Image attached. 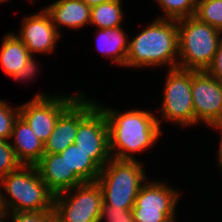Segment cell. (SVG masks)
I'll use <instances>...</instances> for the list:
<instances>
[{
	"instance_id": "17",
	"label": "cell",
	"mask_w": 222,
	"mask_h": 222,
	"mask_svg": "<svg viewBox=\"0 0 222 222\" xmlns=\"http://www.w3.org/2000/svg\"><path fill=\"white\" fill-rule=\"evenodd\" d=\"M122 27L105 28L96 31V48L103 57L111 60L116 66L126 67V56L129 38Z\"/></svg>"
},
{
	"instance_id": "20",
	"label": "cell",
	"mask_w": 222,
	"mask_h": 222,
	"mask_svg": "<svg viewBox=\"0 0 222 222\" xmlns=\"http://www.w3.org/2000/svg\"><path fill=\"white\" fill-rule=\"evenodd\" d=\"M123 0H110L90 9V26L95 28H116L122 27L124 22Z\"/></svg>"
},
{
	"instance_id": "23",
	"label": "cell",
	"mask_w": 222,
	"mask_h": 222,
	"mask_svg": "<svg viewBox=\"0 0 222 222\" xmlns=\"http://www.w3.org/2000/svg\"><path fill=\"white\" fill-rule=\"evenodd\" d=\"M18 116V105L13 108L8 101L0 99V139L10 141L13 125Z\"/></svg>"
},
{
	"instance_id": "32",
	"label": "cell",
	"mask_w": 222,
	"mask_h": 222,
	"mask_svg": "<svg viewBox=\"0 0 222 222\" xmlns=\"http://www.w3.org/2000/svg\"><path fill=\"white\" fill-rule=\"evenodd\" d=\"M9 215L7 213L3 214L2 216H0V222H11V219L9 221Z\"/></svg>"
},
{
	"instance_id": "1",
	"label": "cell",
	"mask_w": 222,
	"mask_h": 222,
	"mask_svg": "<svg viewBox=\"0 0 222 222\" xmlns=\"http://www.w3.org/2000/svg\"><path fill=\"white\" fill-rule=\"evenodd\" d=\"M97 104L107 119L111 158L137 160L134 154L152 149L162 136V127L157 121L156 112L152 110L129 109L122 112L98 102Z\"/></svg>"
},
{
	"instance_id": "30",
	"label": "cell",
	"mask_w": 222,
	"mask_h": 222,
	"mask_svg": "<svg viewBox=\"0 0 222 222\" xmlns=\"http://www.w3.org/2000/svg\"><path fill=\"white\" fill-rule=\"evenodd\" d=\"M83 2H85L90 8L96 5H99L101 3L110 1V0H82Z\"/></svg>"
},
{
	"instance_id": "21",
	"label": "cell",
	"mask_w": 222,
	"mask_h": 222,
	"mask_svg": "<svg viewBox=\"0 0 222 222\" xmlns=\"http://www.w3.org/2000/svg\"><path fill=\"white\" fill-rule=\"evenodd\" d=\"M162 10L158 18L179 20L194 16L198 0H154Z\"/></svg>"
},
{
	"instance_id": "8",
	"label": "cell",
	"mask_w": 222,
	"mask_h": 222,
	"mask_svg": "<svg viewBox=\"0 0 222 222\" xmlns=\"http://www.w3.org/2000/svg\"><path fill=\"white\" fill-rule=\"evenodd\" d=\"M103 195L97 182H86L54 195L56 222H100Z\"/></svg>"
},
{
	"instance_id": "28",
	"label": "cell",
	"mask_w": 222,
	"mask_h": 222,
	"mask_svg": "<svg viewBox=\"0 0 222 222\" xmlns=\"http://www.w3.org/2000/svg\"><path fill=\"white\" fill-rule=\"evenodd\" d=\"M206 71L216 80L222 83V40L220 41L211 66Z\"/></svg>"
},
{
	"instance_id": "15",
	"label": "cell",
	"mask_w": 222,
	"mask_h": 222,
	"mask_svg": "<svg viewBox=\"0 0 222 222\" xmlns=\"http://www.w3.org/2000/svg\"><path fill=\"white\" fill-rule=\"evenodd\" d=\"M55 28L62 35L61 27L82 29L90 25V7L82 0H56L44 6Z\"/></svg>"
},
{
	"instance_id": "25",
	"label": "cell",
	"mask_w": 222,
	"mask_h": 222,
	"mask_svg": "<svg viewBox=\"0 0 222 222\" xmlns=\"http://www.w3.org/2000/svg\"><path fill=\"white\" fill-rule=\"evenodd\" d=\"M11 222H56L54 210L6 212Z\"/></svg>"
},
{
	"instance_id": "31",
	"label": "cell",
	"mask_w": 222,
	"mask_h": 222,
	"mask_svg": "<svg viewBox=\"0 0 222 222\" xmlns=\"http://www.w3.org/2000/svg\"><path fill=\"white\" fill-rule=\"evenodd\" d=\"M5 213H6V211H5V208H4V205H3V201H2V187H1V184H0V216H2Z\"/></svg>"
},
{
	"instance_id": "16",
	"label": "cell",
	"mask_w": 222,
	"mask_h": 222,
	"mask_svg": "<svg viewBox=\"0 0 222 222\" xmlns=\"http://www.w3.org/2000/svg\"><path fill=\"white\" fill-rule=\"evenodd\" d=\"M10 142L22 165L35 166L44 154V143L20 116L14 122Z\"/></svg>"
},
{
	"instance_id": "24",
	"label": "cell",
	"mask_w": 222,
	"mask_h": 222,
	"mask_svg": "<svg viewBox=\"0 0 222 222\" xmlns=\"http://www.w3.org/2000/svg\"><path fill=\"white\" fill-rule=\"evenodd\" d=\"M21 165L11 146V142L0 139V179L15 171Z\"/></svg>"
},
{
	"instance_id": "9",
	"label": "cell",
	"mask_w": 222,
	"mask_h": 222,
	"mask_svg": "<svg viewBox=\"0 0 222 222\" xmlns=\"http://www.w3.org/2000/svg\"><path fill=\"white\" fill-rule=\"evenodd\" d=\"M81 95V92L59 95L37 93L30 101L19 105V116L33 133L45 143L55 127L59 116Z\"/></svg>"
},
{
	"instance_id": "13",
	"label": "cell",
	"mask_w": 222,
	"mask_h": 222,
	"mask_svg": "<svg viewBox=\"0 0 222 222\" xmlns=\"http://www.w3.org/2000/svg\"><path fill=\"white\" fill-rule=\"evenodd\" d=\"M97 105V99L81 94L58 118L44 143V153L56 154L75 143L79 122Z\"/></svg>"
},
{
	"instance_id": "4",
	"label": "cell",
	"mask_w": 222,
	"mask_h": 222,
	"mask_svg": "<svg viewBox=\"0 0 222 222\" xmlns=\"http://www.w3.org/2000/svg\"><path fill=\"white\" fill-rule=\"evenodd\" d=\"M178 68L206 71L212 64L222 32L195 16L177 20Z\"/></svg>"
},
{
	"instance_id": "19",
	"label": "cell",
	"mask_w": 222,
	"mask_h": 222,
	"mask_svg": "<svg viewBox=\"0 0 222 222\" xmlns=\"http://www.w3.org/2000/svg\"><path fill=\"white\" fill-rule=\"evenodd\" d=\"M58 154L64 156L69 170H72L84 183L96 182L101 168L91 159V154L86 153L75 143Z\"/></svg>"
},
{
	"instance_id": "12",
	"label": "cell",
	"mask_w": 222,
	"mask_h": 222,
	"mask_svg": "<svg viewBox=\"0 0 222 222\" xmlns=\"http://www.w3.org/2000/svg\"><path fill=\"white\" fill-rule=\"evenodd\" d=\"M21 24L20 32H13L27 47L32 56L36 53L44 55L54 52L59 38L62 36L44 8L37 13L24 16Z\"/></svg>"
},
{
	"instance_id": "14",
	"label": "cell",
	"mask_w": 222,
	"mask_h": 222,
	"mask_svg": "<svg viewBox=\"0 0 222 222\" xmlns=\"http://www.w3.org/2000/svg\"><path fill=\"white\" fill-rule=\"evenodd\" d=\"M35 166L41 179L54 195L84 183L72 170H69L64 156L58 153H44Z\"/></svg>"
},
{
	"instance_id": "26",
	"label": "cell",
	"mask_w": 222,
	"mask_h": 222,
	"mask_svg": "<svg viewBox=\"0 0 222 222\" xmlns=\"http://www.w3.org/2000/svg\"><path fill=\"white\" fill-rule=\"evenodd\" d=\"M132 209H117L109 205H102L100 222H129L132 220Z\"/></svg>"
},
{
	"instance_id": "3",
	"label": "cell",
	"mask_w": 222,
	"mask_h": 222,
	"mask_svg": "<svg viewBox=\"0 0 222 222\" xmlns=\"http://www.w3.org/2000/svg\"><path fill=\"white\" fill-rule=\"evenodd\" d=\"M6 212L54 210V194L34 165H21L0 179Z\"/></svg>"
},
{
	"instance_id": "7",
	"label": "cell",
	"mask_w": 222,
	"mask_h": 222,
	"mask_svg": "<svg viewBox=\"0 0 222 222\" xmlns=\"http://www.w3.org/2000/svg\"><path fill=\"white\" fill-rule=\"evenodd\" d=\"M166 181L149 179L138 192L132 207L133 222H177L180 189Z\"/></svg>"
},
{
	"instance_id": "33",
	"label": "cell",
	"mask_w": 222,
	"mask_h": 222,
	"mask_svg": "<svg viewBox=\"0 0 222 222\" xmlns=\"http://www.w3.org/2000/svg\"><path fill=\"white\" fill-rule=\"evenodd\" d=\"M9 2V0H5V2ZM28 2L30 1L31 3H33L35 0H27Z\"/></svg>"
},
{
	"instance_id": "27",
	"label": "cell",
	"mask_w": 222,
	"mask_h": 222,
	"mask_svg": "<svg viewBox=\"0 0 222 222\" xmlns=\"http://www.w3.org/2000/svg\"><path fill=\"white\" fill-rule=\"evenodd\" d=\"M38 62L35 59V55L32 56L31 58H29V60L27 61V63L25 64L24 67L21 68V70L14 75L12 78L16 81H22L23 84L24 82H28L33 80L37 74H39V66H38Z\"/></svg>"
},
{
	"instance_id": "22",
	"label": "cell",
	"mask_w": 222,
	"mask_h": 222,
	"mask_svg": "<svg viewBox=\"0 0 222 222\" xmlns=\"http://www.w3.org/2000/svg\"><path fill=\"white\" fill-rule=\"evenodd\" d=\"M194 16L222 32V0H198Z\"/></svg>"
},
{
	"instance_id": "11",
	"label": "cell",
	"mask_w": 222,
	"mask_h": 222,
	"mask_svg": "<svg viewBox=\"0 0 222 222\" xmlns=\"http://www.w3.org/2000/svg\"><path fill=\"white\" fill-rule=\"evenodd\" d=\"M191 89L195 126L222 122V83L207 71L192 70Z\"/></svg>"
},
{
	"instance_id": "5",
	"label": "cell",
	"mask_w": 222,
	"mask_h": 222,
	"mask_svg": "<svg viewBox=\"0 0 222 222\" xmlns=\"http://www.w3.org/2000/svg\"><path fill=\"white\" fill-rule=\"evenodd\" d=\"M144 162L111 158L96 182L101 188L103 204L117 209H132L140 188L148 180Z\"/></svg>"
},
{
	"instance_id": "29",
	"label": "cell",
	"mask_w": 222,
	"mask_h": 222,
	"mask_svg": "<svg viewBox=\"0 0 222 222\" xmlns=\"http://www.w3.org/2000/svg\"><path fill=\"white\" fill-rule=\"evenodd\" d=\"M210 128L214 129L215 131H219L218 133H220V139L219 140V148H218V152H217V163H218V166H219V170L222 172V122L220 123H215V124H212L209 126Z\"/></svg>"
},
{
	"instance_id": "6",
	"label": "cell",
	"mask_w": 222,
	"mask_h": 222,
	"mask_svg": "<svg viewBox=\"0 0 222 222\" xmlns=\"http://www.w3.org/2000/svg\"><path fill=\"white\" fill-rule=\"evenodd\" d=\"M163 88V98L160 102L157 121L161 127L162 121H171L176 126L195 127V112L192 102V70L180 68L167 69Z\"/></svg>"
},
{
	"instance_id": "10",
	"label": "cell",
	"mask_w": 222,
	"mask_h": 222,
	"mask_svg": "<svg viewBox=\"0 0 222 222\" xmlns=\"http://www.w3.org/2000/svg\"><path fill=\"white\" fill-rule=\"evenodd\" d=\"M75 144L102 168L110 159L109 128L104 111L96 105L78 124Z\"/></svg>"
},
{
	"instance_id": "18",
	"label": "cell",
	"mask_w": 222,
	"mask_h": 222,
	"mask_svg": "<svg viewBox=\"0 0 222 222\" xmlns=\"http://www.w3.org/2000/svg\"><path fill=\"white\" fill-rule=\"evenodd\" d=\"M32 55L14 32L4 35L0 48V64L9 77L16 75Z\"/></svg>"
},
{
	"instance_id": "2",
	"label": "cell",
	"mask_w": 222,
	"mask_h": 222,
	"mask_svg": "<svg viewBox=\"0 0 222 222\" xmlns=\"http://www.w3.org/2000/svg\"><path fill=\"white\" fill-rule=\"evenodd\" d=\"M131 39L126 56L127 68H178L177 20L154 18Z\"/></svg>"
}]
</instances>
